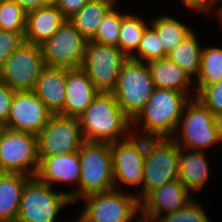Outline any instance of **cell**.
<instances>
[{
    "label": "cell",
    "instance_id": "obj_21",
    "mask_svg": "<svg viewBox=\"0 0 222 222\" xmlns=\"http://www.w3.org/2000/svg\"><path fill=\"white\" fill-rule=\"evenodd\" d=\"M65 20L57 7L43 6L27 13L25 41L40 46L58 31Z\"/></svg>",
    "mask_w": 222,
    "mask_h": 222
},
{
    "label": "cell",
    "instance_id": "obj_42",
    "mask_svg": "<svg viewBox=\"0 0 222 222\" xmlns=\"http://www.w3.org/2000/svg\"><path fill=\"white\" fill-rule=\"evenodd\" d=\"M216 18L220 22V26L222 27V6L217 10Z\"/></svg>",
    "mask_w": 222,
    "mask_h": 222
},
{
    "label": "cell",
    "instance_id": "obj_31",
    "mask_svg": "<svg viewBox=\"0 0 222 222\" xmlns=\"http://www.w3.org/2000/svg\"><path fill=\"white\" fill-rule=\"evenodd\" d=\"M27 13L16 2L0 0V29L25 33Z\"/></svg>",
    "mask_w": 222,
    "mask_h": 222
},
{
    "label": "cell",
    "instance_id": "obj_34",
    "mask_svg": "<svg viewBox=\"0 0 222 222\" xmlns=\"http://www.w3.org/2000/svg\"><path fill=\"white\" fill-rule=\"evenodd\" d=\"M24 34L0 29V69L11 54L24 43Z\"/></svg>",
    "mask_w": 222,
    "mask_h": 222
},
{
    "label": "cell",
    "instance_id": "obj_10",
    "mask_svg": "<svg viewBox=\"0 0 222 222\" xmlns=\"http://www.w3.org/2000/svg\"><path fill=\"white\" fill-rule=\"evenodd\" d=\"M38 167L37 135L3 128L0 132V172L35 177Z\"/></svg>",
    "mask_w": 222,
    "mask_h": 222
},
{
    "label": "cell",
    "instance_id": "obj_29",
    "mask_svg": "<svg viewBox=\"0 0 222 222\" xmlns=\"http://www.w3.org/2000/svg\"><path fill=\"white\" fill-rule=\"evenodd\" d=\"M167 55L157 32L149 25L142 35L137 50L129 58L148 63L165 59Z\"/></svg>",
    "mask_w": 222,
    "mask_h": 222
},
{
    "label": "cell",
    "instance_id": "obj_14",
    "mask_svg": "<svg viewBox=\"0 0 222 222\" xmlns=\"http://www.w3.org/2000/svg\"><path fill=\"white\" fill-rule=\"evenodd\" d=\"M84 142L78 118L52 115L37 135L38 156L52 157L76 152Z\"/></svg>",
    "mask_w": 222,
    "mask_h": 222
},
{
    "label": "cell",
    "instance_id": "obj_6",
    "mask_svg": "<svg viewBox=\"0 0 222 222\" xmlns=\"http://www.w3.org/2000/svg\"><path fill=\"white\" fill-rule=\"evenodd\" d=\"M215 115L196 97L185 105L181 120L172 139L179 148L207 151L220 144L215 126Z\"/></svg>",
    "mask_w": 222,
    "mask_h": 222
},
{
    "label": "cell",
    "instance_id": "obj_18",
    "mask_svg": "<svg viewBox=\"0 0 222 222\" xmlns=\"http://www.w3.org/2000/svg\"><path fill=\"white\" fill-rule=\"evenodd\" d=\"M66 98L63 111L59 114L78 118L92 103L99 91L81 68H66Z\"/></svg>",
    "mask_w": 222,
    "mask_h": 222
},
{
    "label": "cell",
    "instance_id": "obj_17",
    "mask_svg": "<svg viewBox=\"0 0 222 222\" xmlns=\"http://www.w3.org/2000/svg\"><path fill=\"white\" fill-rule=\"evenodd\" d=\"M194 197L178 179L166 183L140 202L141 222H156L161 216L181 209Z\"/></svg>",
    "mask_w": 222,
    "mask_h": 222
},
{
    "label": "cell",
    "instance_id": "obj_41",
    "mask_svg": "<svg viewBox=\"0 0 222 222\" xmlns=\"http://www.w3.org/2000/svg\"><path fill=\"white\" fill-rule=\"evenodd\" d=\"M216 10L222 6V0H207ZM219 3V4H217ZM217 5V6H216ZM219 5V6H218Z\"/></svg>",
    "mask_w": 222,
    "mask_h": 222
},
{
    "label": "cell",
    "instance_id": "obj_27",
    "mask_svg": "<svg viewBox=\"0 0 222 222\" xmlns=\"http://www.w3.org/2000/svg\"><path fill=\"white\" fill-rule=\"evenodd\" d=\"M222 80V48L205 46L201 53L199 76L194 81L196 94L205 86Z\"/></svg>",
    "mask_w": 222,
    "mask_h": 222
},
{
    "label": "cell",
    "instance_id": "obj_45",
    "mask_svg": "<svg viewBox=\"0 0 222 222\" xmlns=\"http://www.w3.org/2000/svg\"><path fill=\"white\" fill-rule=\"evenodd\" d=\"M3 128H4V127L0 124V132L2 131Z\"/></svg>",
    "mask_w": 222,
    "mask_h": 222
},
{
    "label": "cell",
    "instance_id": "obj_15",
    "mask_svg": "<svg viewBox=\"0 0 222 222\" xmlns=\"http://www.w3.org/2000/svg\"><path fill=\"white\" fill-rule=\"evenodd\" d=\"M52 115L33 91L15 92L8 121L3 127L38 135Z\"/></svg>",
    "mask_w": 222,
    "mask_h": 222
},
{
    "label": "cell",
    "instance_id": "obj_13",
    "mask_svg": "<svg viewBox=\"0 0 222 222\" xmlns=\"http://www.w3.org/2000/svg\"><path fill=\"white\" fill-rule=\"evenodd\" d=\"M88 40L68 19L58 31L40 45L46 67L79 68L83 64Z\"/></svg>",
    "mask_w": 222,
    "mask_h": 222
},
{
    "label": "cell",
    "instance_id": "obj_24",
    "mask_svg": "<svg viewBox=\"0 0 222 222\" xmlns=\"http://www.w3.org/2000/svg\"><path fill=\"white\" fill-rule=\"evenodd\" d=\"M115 5L106 0H90L68 20L87 40H91L106 14Z\"/></svg>",
    "mask_w": 222,
    "mask_h": 222
},
{
    "label": "cell",
    "instance_id": "obj_3",
    "mask_svg": "<svg viewBox=\"0 0 222 222\" xmlns=\"http://www.w3.org/2000/svg\"><path fill=\"white\" fill-rule=\"evenodd\" d=\"M81 170L78 200L116 189L110 143L85 141L79 150Z\"/></svg>",
    "mask_w": 222,
    "mask_h": 222
},
{
    "label": "cell",
    "instance_id": "obj_16",
    "mask_svg": "<svg viewBox=\"0 0 222 222\" xmlns=\"http://www.w3.org/2000/svg\"><path fill=\"white\" fill-rule=\"evenodd\" d=\"M80 170L79 151H76L52 157H39V167L35 177L40 182L51 187H53L54 184H68L69 188L73 190L69 189V191L67 190L65 193L69 196L73 204L74 202H78Z\"/></svg>",
    "mask_w": 222,
    "mask_h": 222
},
{
    "label": "cell",
    "instance_id": "obj_44",
    "mask_svg": "<svg viewBox=\"0 0 222 222\" xmlns=\"http://www.w3.org/2000/svg\"><path fill=\"white\" fill-rule=\"evenodd\" d=\"M106 1L113 2V3H115V4H117V3H118V1H117V0H106Z\"/></svg>",
    "mask_w": 222,
    "mask_h": 222
},
{
    "label": "cell",
    "instance_id": "obj_2",
    "mask_svg": "<svg viewBox=\"0 0 222 222\" xmlns=\"http://www.w3.org/2000/svg\"><path fill=\"white\" fill-rule=\"evenodd\" d=\"M78 120L83 138L88 142L111 143L132 133V121L124 114L113 93L99 92Z\"/></svg>",
    "mask_w": 222,
    "mask_h": 222
},
{
    "label": "cell",
    "instance_id": "obj_9",
    "mask_svg": "<svg viewBox=\"0 0 222 222\" xmlns=\"http://www.w3.org/2000/svg\"><path fill=\"white\" fill-rule=\"evenodd\" d=\"M70 204L65 192H56L32 177L23 189L16 222H56L59 212Z\"/></svg>",
    "mask_w": 222,
    "mask_h": 222
},
{
    "label": "cell",
    "instance_id": "obj_11",
    "mask_svg": "<svg viewBox=\"0 0 222 222\" xmlns=\"http://www.w3.org/2000/svg\"><path fill=\"white\" fill-rule=\"evenodd\" d=\"M128 57L116 46L88 40L81 68L99 92L112 93Z\"/></svg>",
    "mask_w": 222,
    "mask_h": 222
},
{
    "label": "cell",
    "instance_id": "obj_22",
    "mask_svg": "<svg viewBox=\"0 0 222 222\" xmlns=\"http://www.w3.org/2000/svg\"><path fill=\"white\" fill-rule=\"evenodd\" d=\"M147 65L155 88L177 90L191 99L196 97L194 81L175 62L165 58L148 62Z\"/></svg>",
    "mask_w": 222,
    "mask_h": 222
},
{
    "label": "cell",
    "instance_id": "obj_12",
    "mask_svg": "<svg viewBox=\"0 0 222 222\" xmlns=\"http://www.w3.org/2000/svg\"><path fill=\"white\" fill-rule=\"evenodd\" d=\"M45 67L41 47L24 41L0 69V81L15 92L33 91Z\"/></svg>",
    "mask_w": 222,
    "mask_h": 222
},
{
    "label": "cell",
    "instance_id": "obj_30",
    "mask_svg": "<svg viewBox=\"0 0 222 222\" xmlns=\"http://www.w3.org/2000/svg\"><path fill=\"white\" fill-rule=\"evenodd\" d=\"M115 5L100 23L95 36L91 39L95 42L118 47L119 31L122 18L127 14L119 11Z\"/></svg>",
    "mask_w": 222,
    "mask_h": 222
},
{
    "label": "cell",
    "instance_id": "obj_23",
    "mask_svg": "<svg viewBox=\"0 0 222 222\" xmlns=\"http://www.w3.org/2000/svg\"><path fill=\"white\" fill-rule=\"evenodd\" d=\"M32 177L20 173L0 172V222H16L22 192Z\"/></svg>",
    "mask_w": 222,
    "mask_h": 222
},
{
    "label": "cell",
    "instance_id": "obj_32",
    "mask_svg": "<svg viewBox=\"0 0 222 222\" xmlns=\"http://www.w3.org/2000/svg\"><path fill=\"white\" fill-rule=\"evenodd\" d=\"M195 199L176 212L161 216L156 222H211L205 208Z\"/></svg>",
    "mask_w": 222,
    "mask_h": 222
},
{
    "label": "cell",
    "instance_id": "obj_33",
    "mask_svg": "<svg viewBox=\"0 0 222 222\" xmlns=\"http://www.w3.org/2000/svg\"><path fill=\"white\" fill-rule=\"evenodd\" d=\"M196 98L214 115L222 113V80L203 87Z\"/></svg>",
    "mask_w": 222,
    "mask_h": 222
},
{
    "label": "cell",
    "instance_id": "obj_25",
    "mask_svg": "<svg viewBox=\"0 0 222 222\" xmlns=\"http://www.w3.org/2000/svg\"><path fill=\"white\" fill-rule=\"evenodd\" d=\"M195 32L194 30L167 55V58L179 65L193 81L196 80L200 73L203 49Z\"/></svg>",
    "mask_w": 222,
    "mask_h": 222
},
{
    "label": "cell",
    "instance_id": "obj_4",
    "mask_svg": "<svg viewBox=\"0 0 222 222\" xmlns=\"http://www.w3.org/2000/svg\"><path fill=\"white\" fill-rule=\"evenodd\" d=\"M132 191L113 189L85 196L78 200L85 203L79 216L86 222H141L140 202Z\"/></svg>",
    "mask_w": 222,
    "mask_h": 222
},
{
    "label": "cell",
    "instance_id": "obj_39",
    "mask_svg": "<svg viewBox=\"0 0 222 222\" xmlns=\"http://www.w3.org/2000/svg\"><path fill=\"white\" fill-rule=\"evenodd\" d=\"M214 122H215V126L217 129L220 145H221V143H222V113L215 115Z\"/></svg>",
    "mask_w": 222,
    "mask_h": 222
},
{
    "label": "cell",
    "instance_id": "obj_1",
    "mask_svg": "<svg viewBox=\"0 0 222 222\" xmlns=\"http://www.w3.org/2000/svg\"><path fill=\"white\" fill-rule=\"evenodd\" d=\"M190 99L177 90L155 88L132 121V133L144 138H172Z\"/></svg>",
    "mask_w": 222,
    "mask_h": 222
},
{
    "label": "cell",
    "instance_id": "obj_40",
    "mask_svg": "<svg viewBox=\"0 0 222 222\" xmlns=\"http://www.w3.org/2000/svg\"><path fill=\"white\" fill-rule=\"evenodd\" d=\"M44 6L58 7L60 0H42Z\"/></svg>",
    "mask_w": 222,
    "mask_h": 222
},
{
    "label": "cell",
    "instance_id": "obj_5",
    "mask_svg": "<svg viewBox=\"0 0 222 222\" xmlns=\"http://www.w3.org/2000/svg\"><path fill=\"white\" fill-rule=\"evenodd\" d=\"M155 89L147 63L128 58L121 67L112 92L124 114L133 121L144 109Z\"/></svg>",
    "mask_w": 222,
    "mask_h": 222
},
{
    "label": "cell",
    "instance_id": "obj_7",
    "mask_svg": "<svg viewBox=\"0 0 222 222\" xmlns=\"http://www.w3.org/2000/svg\"><path fill=\"white\" fill-rule=\"evenodd\" d=\"M179 146L172 138H145L142 200L153 190L178 179Z\"/></svg>",
    "mask_w": 222,
    "mask_h": 222
},
{
    "label": "cell",
    "instance_id": "obj_26",
    "mask_svg": "<svg viewBox=\"0 0 222 222\" xmlns=\"http://www.w3.org/2000/svg\"><path fill=\"white\" fill-rule=\"evenodd\" d=\"M150 26L157 32L167 54L194 31L188 24L169 14H161L151 19Z\"/></svg>",
    "mask_w": 222,
    "mask_h": 222
},
{
    "label": "cell",
    "instance_id": "obj_43",
    "mask_svg": "<svg viewBox=\"0 0 222 222\" xmlns=\"http://www.w3.org/2000/svg\"><path fill=\"white\" fill-rule=\"evenodd\" d=\"M74 222H86L83 218L77 215V219L75 218Z\"/></svg>",
    "mask_w": 222,
    "mask_h": 222
},
{
    "label": "cell",
    "instance_id": "obj_36",
    "mask_svg": "<svg viewBox=\"0 0 222 222\" xmlns=\"http://www.w3.org/2000/svg\"><path fill=\"white\" fill-rule=\"evenodd\" d=\"M90 0H60L58 9L62 15L68 19L73 14L81 10Z\"/></svg>",
    "mask_w": 222,
    "mask_h": 222
},
{
    "label": "cell",
    "instance_id": "obj_19",
    "mask_svg": "<svg viewBox=\"0 0 222 222\" xmlns=\"http://www.w3.org/2000/svg\"><path fill=\"white\" fill-rule=\"evenodd\" d=\"M208 154L206 151L179 148L178 180L193 195L202 192V188L210 180L211 166Z\"/></svg>",
    "mask_w": 222,
    "mask_h": 222
},
{
    "label": "cell",
    "instance_id": "obj_8",
    "mask_svg": "<svg viewBox=\"0 0 222 222\" xmlns=\"http://www.w3.org/2000/svg\"><path fill=\"white\" fill-rule=\"evenodd\" d=\"M114 184L118 190L136 187L134 193L142 201L145 138L131 133L127 138L110 143ZM139 186V187H137ZM123 188V189H122ZM140 189V190H139Z\"/></svg>",
    "mask_w": 222,
    "mask_h": 222
},
{
    "label": "cell",
    "instance_id": "obj_28",
    "mask_svg": "<svg viewBox=\"0 0 222 222\" xmlns=\"http://www.w3.org/2000/svg\"><path fill=\"white\" fill-rule=\"evenodd\" d=\"M136 13H127L121 22L118 48L129 58L138 48L142 35L150 25Z\"/></svg>",
    "mask_w": 222,
    "mask_h": 222
},
{
    "label": "cell",
    "instance_id": "obj_20",
    "mask_svg": "<svg viewBox=\"0 0 222 222\" xmlns=\"http://www.w3.org/2000/svg\"><path fill=\"white\" fill-rule=\"evenodd\" d=\"M66 68L45 67L33 90L53 115H59L66 98Z\"/></svg>",
    "mask_w": 222,
    "mask_h": 222
},
{
    "label": "cell",
    "instance_id": "obj_37",
    "mask_svg": "<svg viewBox=\"0 0 222 222\" xmlns=\"http://www.w3.org/2000/svg\"><path fill=\"white\" fill-rule=\"evenodd\" d=\"M181 3H183L185 7L190 9V12L194 10L198 11V13L202 12L208 15L210 11L212 12L214 10V15H216L217 13V10H215V8L207 0H182Z\"/></svg>",
    "mask_w": 222,
    "mask_h": 222
},
{
    "label": "cell",
    "instance_id": "obj_35",
    "mask_svg": "<svg viewBox=\"0 0 222 222\" xmlns=\"http://www.w3.org/2000/svg\"><path fill=\"white\" fill-rule=\"evenodd\" d=\"M14 94L15 91L0 81V124L2 126H4L8 121Z\"/></svg>",
    "mask_w": 222,
    "mask_h": 222
},
{
    "label": "cell",
    "instance_id": "obj_38",
    "mask_svg": "<svg viewBox=\"0 0 222 222\" xmlns=\"http://www.w3.org/2000/svg\"><path fill=\"white\" fill-rule=\"evenodd\" d=\"M13 2H16L20 7L23 8V10L26 13H29L33 10H37L40 7H43V1L42 0H10Z\"/></svg>",
    "mask_w": 222,
    "mask_h": 222
}]
</instances>
